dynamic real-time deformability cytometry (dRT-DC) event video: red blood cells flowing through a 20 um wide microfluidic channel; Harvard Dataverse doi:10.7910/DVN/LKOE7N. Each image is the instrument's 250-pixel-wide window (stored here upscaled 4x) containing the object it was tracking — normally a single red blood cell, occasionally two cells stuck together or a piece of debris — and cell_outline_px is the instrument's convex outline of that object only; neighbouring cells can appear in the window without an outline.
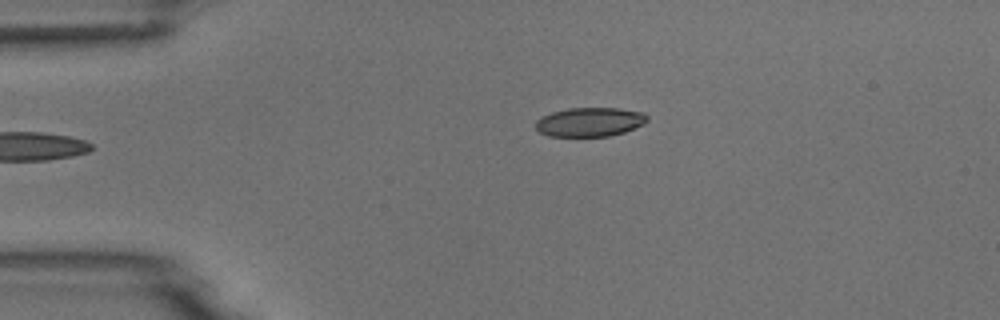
{"species": "common noctule bat (a hibernating species)", "species_latin": "Nyctalus noctula", "temperature_condition": "room temperature", "stored_images_in_passage": 5, "camera_frame_rate_fps": 3000, "um_per_image_px": 0.085, "animal": {"sex": "male", "body_mass_g": 18.8}, "frame": {"image": 1, "passage_image": 5, "time_ms": 5.333, "image_size_px": [1000, 320], "cell_outline_px": [[648, 120], [644, 124], [624, 132], [608, 136], [548, 136], [540, 132], [536, 128], [536, 120], [540, 116], [552, 112], [568, 108], [620, 108], [644, 112], [648, 116]], "centroid_in_image_um": [50.14, 10.36], "position_along_channel_um": 34.9, "area_um2": 19.02}}